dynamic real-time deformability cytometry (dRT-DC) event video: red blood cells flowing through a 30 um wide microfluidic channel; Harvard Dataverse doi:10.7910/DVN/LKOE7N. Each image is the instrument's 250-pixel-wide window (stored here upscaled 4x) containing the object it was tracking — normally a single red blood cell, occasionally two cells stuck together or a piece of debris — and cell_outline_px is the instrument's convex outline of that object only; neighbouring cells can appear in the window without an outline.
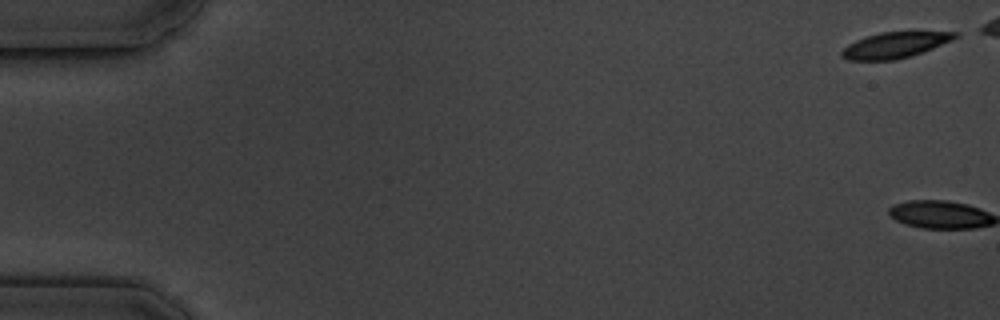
{"species": "common noctule bat (a hibernating species)", "species_latin": "Nyctalus noctula", "temperature_condition": "cold", "stored_images_in_passage": 12, "camera_frame_rate_fps": 3000, "um_per_image_px": 0.085, "animal": {"sex": "male", "body_mass_g": 19.5, "forearm_length_mm": 54.6}, "frame": {"image": 1, "passage_image": 1, "time_ms": 0.0, "image_size_px": [1000, 320], "cell_outline_px": [[960, 36], [952, 40], [932, 48], [896, 60], [848, 60], [840, 56], [840, 52], [848, 44], [856, 40], [880, 32], [960, 32]], "centroid_in_image_um": [76.05, 3.83], "position_along_channel_um": 9.0, "area_um2": 16.82}}